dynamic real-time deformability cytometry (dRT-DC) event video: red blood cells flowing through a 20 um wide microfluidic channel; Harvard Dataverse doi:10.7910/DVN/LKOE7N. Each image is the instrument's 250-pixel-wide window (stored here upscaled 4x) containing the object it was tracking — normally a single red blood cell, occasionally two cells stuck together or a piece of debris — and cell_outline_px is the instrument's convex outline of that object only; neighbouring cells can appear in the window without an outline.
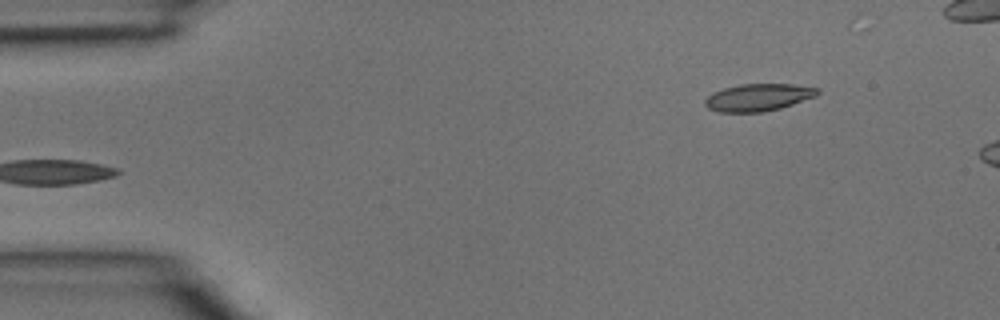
{"species": "common noctule bat (a hibernating species)", "species_latin": "Nyctalus noctula", "temperature_condition": "room temperature", "stored_images_in_passage": 3, "camera_frame_rate_fps": 3000, "um_per_image_px": 0.085, "animal": {"sex": "male", "body_mass_g": 15.6}, "frame": {"image": 1, "passage_image": 3, "time_ms": 0.667, "image_size_px": [1000, 320], "cell_outline_px": [[820, 92], [816, 96], [780, 108], [760, 112], [720, 112], [708, 108], [704, 104], [704, 100], [712, 92], [724, 88], [740, 84], [792, 84], [820, 88]], "centroid_in_image_um": [64.45, 8.27], "position_along_channel_um": 20.6, "area_um2": 17.86}}